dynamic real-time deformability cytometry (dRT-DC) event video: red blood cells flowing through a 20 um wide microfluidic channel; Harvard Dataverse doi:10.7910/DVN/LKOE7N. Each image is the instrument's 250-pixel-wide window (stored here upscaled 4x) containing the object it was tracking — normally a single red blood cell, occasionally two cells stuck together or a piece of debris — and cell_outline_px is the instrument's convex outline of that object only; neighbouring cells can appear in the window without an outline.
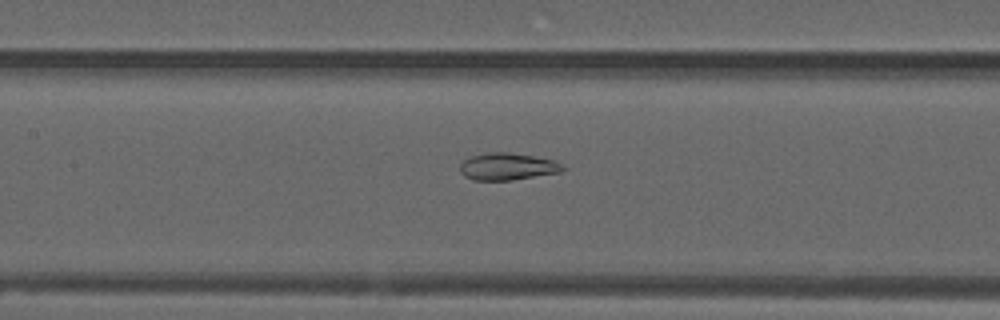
{"species": "common noctule bat (a hibernating species)", "species_latin": "Nyctalus noctula", "temperature_condition": "warm", "stored_images_in_passage": 33, "camera_frame_rate_fps": 3000, "um_per_image_px": 0.085, "animal": {"sex": "male", "forearm_length_mm": 52.5}, "frame": {"image": 1, "passage_image": 15, "time_ms": 4.667, "image_size_px": [1000, 320], "cell_outline_px": [[568, 168], [560, 172], [512, 180], [472, 180], [464, 176], [460, 172], [460, 164], [468, 156], [488, 152], [508, 152], [556, 160]], "centroid_in_image_um": [43.13, 14.15], "position_along_channel_um": 164.3, "area_um2": 16.42}}
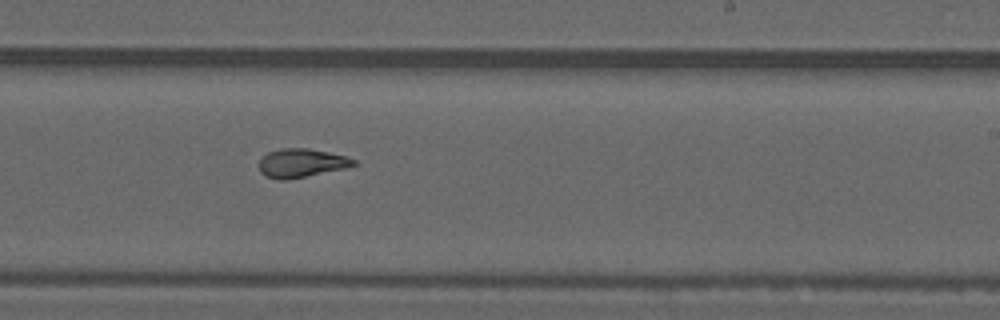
{"frame": {"image": 2, "passage_image": 23, "time_ms": 7.333, "image_size_px": [1000, 320], "cell_outline_px": [[356, 164], [344, 168], [288, 180], [280, 180], [264, 176], [260, 172], [260, 160], [268, 152], [280, 148], [308, 148], [328, 152], [344, 156], [356, 160]], "centroid_in_image_um": [25.58, 13.86], "position_along_channel_um": 263.4, "area_um2": 15.66}}
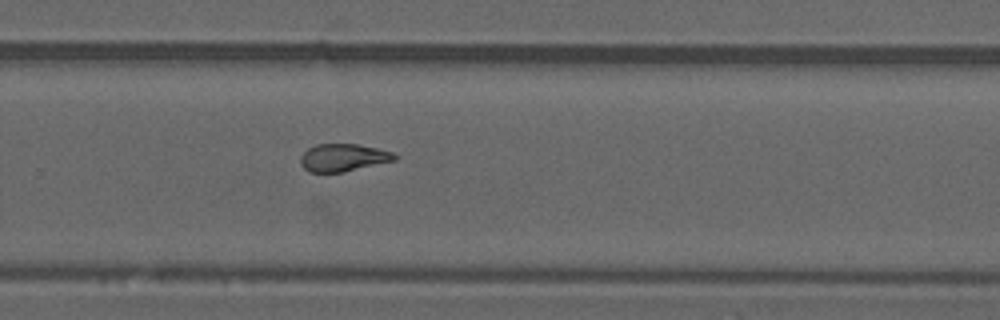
{"frame": {"image": 3, "passage_image": 26, "time_ms": 8.333, "image_size_px": [1000, 320], "cell_outline_px": [[396, 160], [344, 172], [308, 172], [300, 164], [300, 156], [308, 148], [316, 144], [356, 144], [376, 148], [392, 152], [396, 156]], "centroid_in_image_um": [29.14, 13.4], "position_along_channel_um": 300.7, "area_um2": 15.09}}